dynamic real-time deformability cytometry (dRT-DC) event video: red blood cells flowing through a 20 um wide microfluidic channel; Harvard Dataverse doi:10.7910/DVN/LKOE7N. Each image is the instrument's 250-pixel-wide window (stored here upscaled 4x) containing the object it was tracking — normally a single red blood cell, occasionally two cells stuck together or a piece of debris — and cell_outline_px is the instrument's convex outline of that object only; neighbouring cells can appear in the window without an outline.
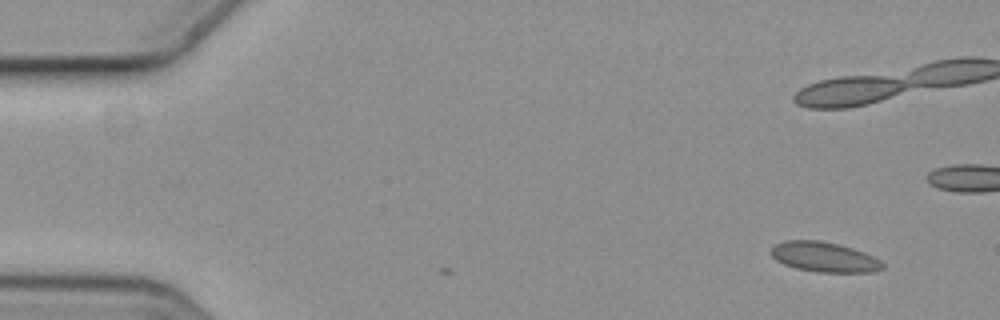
{"species": "common noctule bat (a hibernating species)", "species_latin": "Nyctalus noctula", "temperature_condition": "cold", "stored_images_in_passage": 4, "camera_frame_rate_fps": 3000, "um_per_image_px": 0.085, "animal": {"sex": "female", "body_mass_g": 19.3, "forearm_length_mm": 54.1}, "frame": {"image": 1, "passage_image": 1, "time_ms": 0.0, "image_size_px": [1000, 320], "cell_outline_px": [[884, 268], [872, 272], [820, 272], [796, 268], [784, 264], [776, 260], [768, 252], [776, 244], [784, 240], [820, 240], [840, 244], [864, 252], [880, 260], [884, 264]], "centroid_in_image_um": [70.05, 21.84], "position_along_channel_um": 15.0, "area_um2": 19.54}}